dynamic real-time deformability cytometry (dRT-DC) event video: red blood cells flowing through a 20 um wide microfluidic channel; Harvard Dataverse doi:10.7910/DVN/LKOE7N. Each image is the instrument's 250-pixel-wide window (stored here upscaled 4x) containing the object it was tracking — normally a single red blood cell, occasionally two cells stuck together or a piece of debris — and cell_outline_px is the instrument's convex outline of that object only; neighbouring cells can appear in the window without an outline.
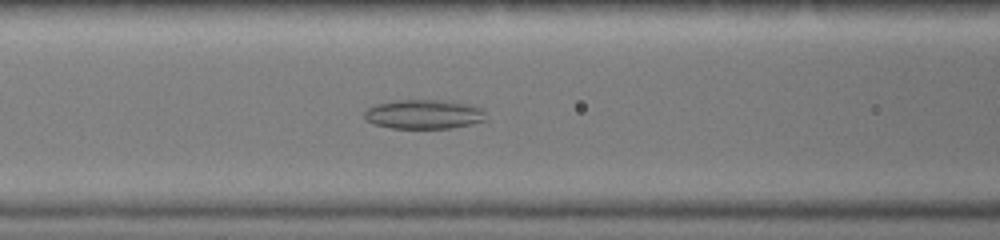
{"species": "common noctule bat (a hibernating species)", "species_latin": "Nyctalus noctula", "temperature_condition": "warm", "stored_images_in_passage": 31, "camera_frame_rate_fps": 3000, "um_per_image_px": 0.085, "animal": {"sex": "female", "body_mass_g": 19.0, "forearm_length_mm": 51.5}, "frame": {"image": 1, "passage_image": 10, "time_ms": 3.0, "image_size_px": [1000, 240], "cell_outline_px": [[488, 120], [472, 124], [452, 128], [392, 128], [376, 124], [364, 120], [364, 112], [368, 108], [376, 104], [396, 100], [448, 100], [468, 104], [484, 108]], "centroid_in_image_um": [36.09, 9.71], "position_along_channel_um": 130.5, "area_um2": 21.04}}
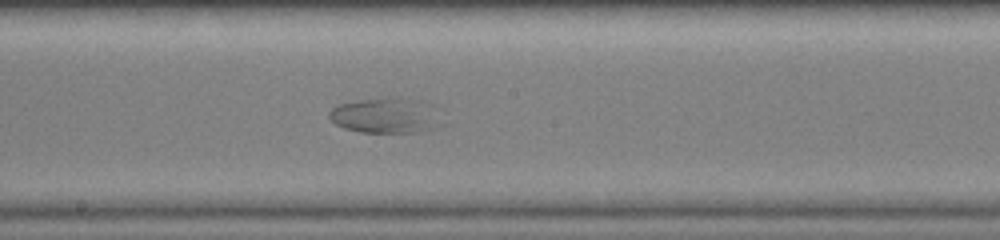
{"frame": {"image": 2, "passage_image": 16, "time_ms": 5.0, "image_size_px": [1000, 240], "cell_outline_px": [[448, 124], [416, 132], [360, 132], [344, 128], [336, 124], [328, 116], [328, 112], [332, 108], [340, 104], [360, 100], [384, 96], [400, 96], [420, 100], [436, 104], [444, 108]], "centroid_in_image_um": [33.03, 9.78], "position_along_channel_um": 215.2, "area_um2": 24.68}}
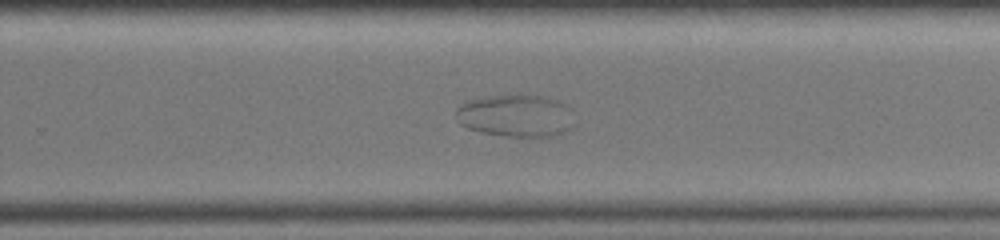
{"frame": {"image": 3, "passage_image": 21, "time_ms": 6.667, "image_size_px": [1000, 240], "cell_outline_px": [[576, 124], [572, 128], [556, 136], [504, 136], [480, 132], [468, 128], [460, 124], [456, 112], [456, 108], [460, 104], [468, 100], [484, 96], [540, 96], [560, 100], [572, 108]], "centroid_in_image_um": [43.91, 9.84], "position_along_channel_um": 285.9, "area_um2": 29.54}}